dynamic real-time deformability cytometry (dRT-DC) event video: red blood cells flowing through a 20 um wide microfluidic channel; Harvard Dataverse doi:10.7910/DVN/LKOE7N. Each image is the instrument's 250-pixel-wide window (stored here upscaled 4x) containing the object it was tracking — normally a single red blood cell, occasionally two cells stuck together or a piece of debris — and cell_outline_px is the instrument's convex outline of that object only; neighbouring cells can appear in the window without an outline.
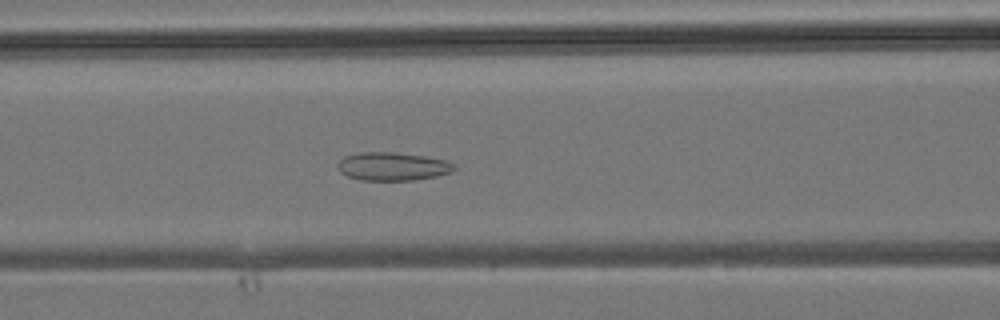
{"species": "common noctule bat (a hibernating species)", "species_latin": "Nyctalus noctula", "temperature_condition": "room temperature", "stored_images_in_passage": 35, "camera_frame_rate_fps": 3000, "um_per_image_px": 0.085, "animal": {"sex": "male", "body_mass_g": 19.2, "forearm_length_mm": 51.8}, "frame": {"image": 1, "passage_image": 10, "time_ms": 3.0, "image_size_px": [1000, 320], "cell_outline_px": [[456, 168], [452, 172], [436, 176], [416, 180], [360, 180], [348, 176], [340, 172], [336, 164], [344, 156], [360, 152], [396, 152], [424, 156], [444, 160], [452, 164]], "centroid_in_image_um": [33.34, 14.14], "position_along_channel_um": 133.3, "area_um2": 19.19}}
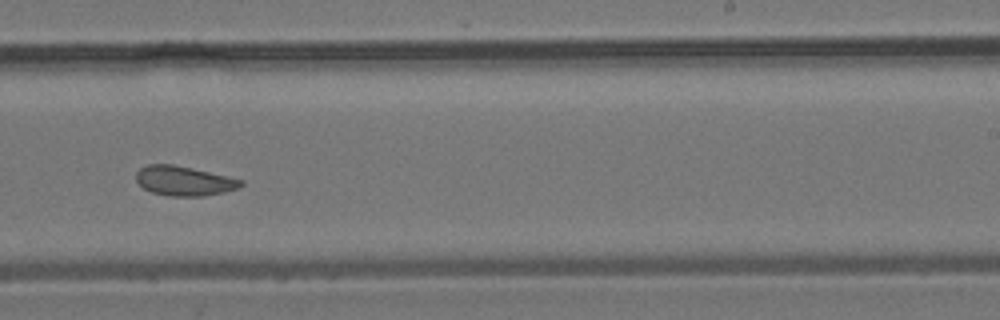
{"frame": {"image": 2, "passage_image": 19, "time_ms": 6.0, "image_size_px": [1000, 320], "cell_outline_px": [[244, 184], [236, 188], [224, 192], [204, 196], [168, 196], [152, 192], [144, 188], [136, 180], [136, 172], [140, 168], [148, 164], [172, 164], [192, 168], [244, 180]], "centroid_in_image_um": [15.63, 15.37], "position_along_channel_um": 273.4, "area_um2": 17.98}}
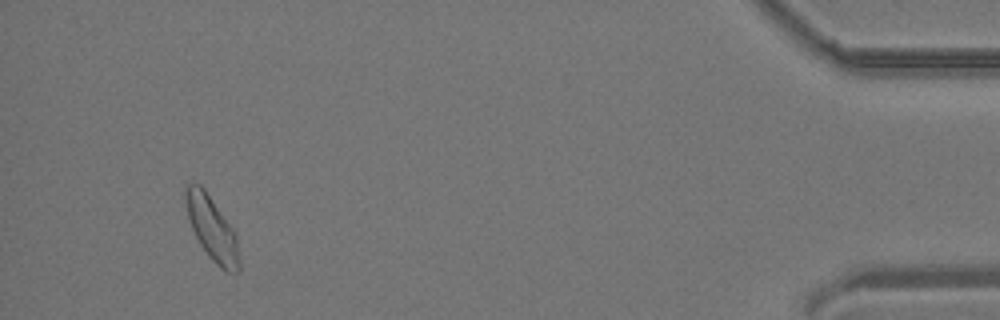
{"frame": {"image": 3, "passage_image": 33, "time_ms": 10.667, "image_size_px": [1000, 320], "cell_outline_px": [[240, 272], [224, 272], [208, 256], [200, 244], [192, 228], [184, 204], [184, 184], [200, 184], [204, 188], [236, 236], [240, 260]], "centroid_in_image_um": [17.99, 19.44], "position_along_channel_um": 417.2, "area_um2": 19.71}}